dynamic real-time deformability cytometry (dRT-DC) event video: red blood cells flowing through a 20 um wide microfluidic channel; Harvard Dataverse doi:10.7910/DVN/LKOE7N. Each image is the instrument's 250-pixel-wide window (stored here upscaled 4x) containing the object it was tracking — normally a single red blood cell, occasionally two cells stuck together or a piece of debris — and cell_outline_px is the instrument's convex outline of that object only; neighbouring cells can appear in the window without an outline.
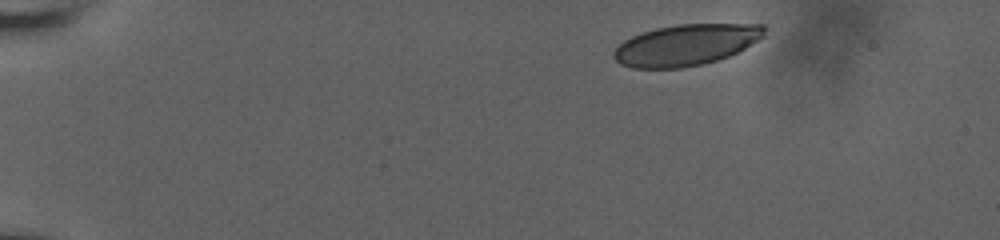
{"species": "human", "species_latin": "Homo sapiens", "temperature_condition": "room temperature", "stored_images_in_passage": 15, "camera_frame_rate_fps": 3000, "um_per_image_px": 0.085, "donor": {"sex": "male"}, "frame": {"image": 1, "passage_image": 1, "time_ms": 0.0, "image_size_px": [1000, 240], "cell_outline_px": [[768, 28], [764, 36], [744, 48], [728, 56], [716, 60], [700, 64], [680, 68], [632, 68], [620, 64], [612, 56], [612, 52], [624, 40], [640, 32], [656, 28], [680, 24], [764, 24]], "centroid_in_image_um": [58.3, 3.81], "position_along_channel_um": 26.7, "area_um2": 36.07}}
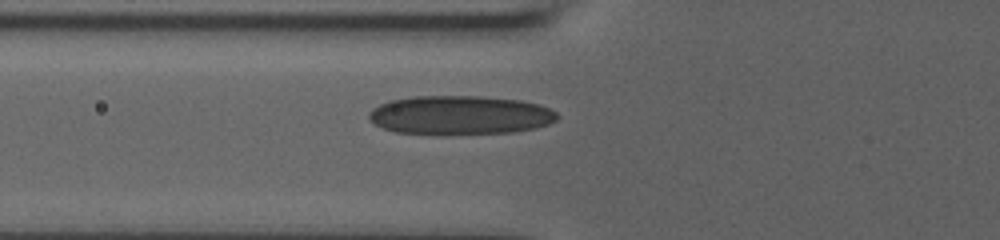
{"frame": {"image": 2, "passage_image": 12, "time_ms": 3.667, "image_size_px": [1000, 240], "cell_outline_px": [[560, 116], [556, 120], [548, 124], [536, 128], [512, 132], [396, 132], [384, 128], [368, 120], [368, 112], [372, 108], [388, 100], [412, 96], [480, 96], [520, 100], [540, 104], [556, 112]], "centroid_in_image_um": [39.1, 9.74], "position_along_channel_um": 86.7, "area_um2": 41.96}}
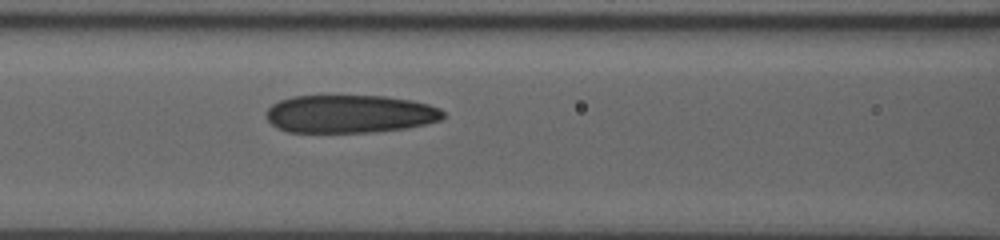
{"frame": {"image": 3, "passage_image": 15, "time_ms": 4.667, "image_size_px": [1000, 240], "cell_outline_px": [[444, 116], [440, 120], [424, 124], [404, 128], [368, 132], [288, 132], [276, 128], [268, 120], [268, 108], [272, 104], [280, 100], [292, 96], [384, 96], [412, 100], [428, 104], [440, 108], [444, 112]], "centroid_in_image_um": [29.73, 9.68], "position_along_channel_um": 136.9, "area_um2": 39.02}}